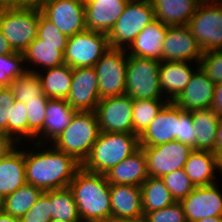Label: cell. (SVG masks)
<instances>
[{
    "label": "cell",
    "mask_w": 222,
    "mask_h": 222,
    "mask_svg": "<svg viewBox=\"0 0 222 222\" xmlns=\"http://www.w3.org/2000/svg\"><path fill=\"white\" fill-rule=\"evenodd\" d=\"M32 144L33 150L25 149L26 182L43 192L67 188L81 168V163L52 145L44 149L42 147L46 144Z\"/></svg>",
    "instance_id": "6da1fadb"
},
{
    "label": "cell",
    "mask_w": 222,
    "mask_h": 222,
    "mask_svg": "<svg viewBox=\"0 0 222 222\" xmlns=\"http://www.w3.org/2000/svg\"><path fill=\"white\" fill-rule=\"evenodd\" d=\"M82 222H107L111 218V184L103 174L82 167L69 183Z\"/></svg>",
    "instance_id": "7a4b0ae2"
},
{
    "label": "cell",
    "mask_w": 222,
    "mask_h": 222,
    "mask_svg": "<svg viewBox=\"0 0 222 222\" xmlns=\"http://www.w3.org/2000/svg\"><path fill=\"white\" fill-rule=\"evenodd\" d=\"M139 148V136L134 133L100 131L97 141L81 167L88 172L105 175Z\"/></svg>",
    "instance_id": "3957f363"
},
{
    "label": "cell",
    "mask_w": 222,
    "mask_h": 222,
    "mask_svg": "<svg viewBox=\"0 0 222 222\" xmlns=\"http://www.w3.org/2000/svg\"><path fill=\"white\" fill-rule=\"evenodd\" d=\"M99 133L95 111H76L71 123L49 146L52 144L82 164L90 154Z\"/></svg>",
    "instance_id": "277c9868"
},
{
    "label": "cell",
    "mask_w": 222,
    "mask_h": 222,
    "mask_svg": "<svg viewBox=\"0 0 222 222\" xmlns=\"http://www.w3.org/2000/svg\"><path fill=\"white\" fill-rule=\"evenodd\" d=\"M40 7H0V30L15 52H22L37 37Z\"/></svg>",
    "instance_id": "5b68a950"
},
{
    "label": "cell",
    "mask_w": 222,
    "mask_h": 222,
    "mask_svg": "<svg viewBox=\"0 0 222 222\" xmlns=\"http://www.w3.org/2000/svg\"><path fill=\"white\" fill-rule=\"evenodd\" d=\"M155 19L150 0H129L108 34L109 47L127 49L136 36Z\"/></svg>",
    "instance_id": "8992f818"
},
{
    "label": "cell",
    "mask_w": 222,
    "mask_h": 222,
    "mask_svg": "<svg viewBox=\"0 0 222 222\" xmlns=\"http://www.w3.org/2000/svg\"><path fill=\"white\" fill-rule=\"evenodd\" d=\"M161 62L128 55L125 94L133 99H163L160 87L159 67Z\"/></svg>",
    "instance_id": "52a82bcc"
},
{
    "label": "cell",
    "mask_w": 222,
    "mask_h": 222,
    "mask_svg": "<svg viewBox=\"0 0 222 222\" xmlns=\"http://www.w3.org/2000/svg\"><path fill=\"white\" fill-rule=\"evenodd\" d=\"M187 26L203 52L222 50V1L202 0Z\"/></svg>",
    "instance_id": "ba28073f"
},
{
    "label": "cell",
    "mask_w": 222,
    "mask_h": 222,
    "mask_svg": "<svg viewBox=\"0 0 222 222\" xmlns=\"http://www.w3.org/2000/svg\"><path fill=\"white\" fill-rule=\"evenodd\" d=\"M109 49L108 35L86 30L68 38L64 62L71 68L94 67Z\"/></svg>",
    "instance_id": "9c48e42d"
},
{
    "label": "cell",
    "mask_w": 222,
    "mask_h": 222,
    "mask_svg": "<svg viewBox=\"0 0 222 222\" xmlns=\"http://www.w3.org/2000/svg\"><path fill=\"white\" fill-rule=\"evenodd\" d=\"M128 54L110 48L94 65L101 99L125 94Z\"/></svg>",
    "instance_id": "30bf717a"
},
{
    "label": "cell",
    "mask_w": 222,
    "mask_h": 222,
    "mask_svg": "<svg viewBox=\"0 0 222 222\" xmlns=\"http://www.w3.org/2000/svg\"><path fill=\"white\" fill-rule=\"evenodd\" d=\"M140 147L146 156L149 176L159 178L184 168L194 150L191 146L176 140L156 146Z\"/></svg>",
    "instance_id": "8fae6325"
},
{
    "label": "cell",
    "mask_w": 222,
    "mask_h": 222,
    "mask_svg": "<svg viewBox=\"0 0 222 222\" xmlns=\"http://www.w3.org/2000/svg\"><path fill=\"white\" fill-rule=\"evenodd\" d=\"M42 14L67 37L86 31L83 0H44Z\"/></svg>",
    "instance_id": "7c38bea8"
},
{
    "label": "cell",
    "mask_w": 222,
    "mask_h": 222,
    "mask_svg": "<svg viewBox=\"0 0 222 222\" xmlns=\"http://www.w3.org/2000/svg\"><path fill=\"white\" fill-rule=\"evenodd\" d=\"M133 101L127 94L101 99L95 110L100 131L133 133Z\"/></svg>",
    "instance_id": "4fadbf2b"
},
{
    "label": "cell",
    "mask_w": 222,
    "mask_h": 222,
    "mask_svg": "<svg viewBox=\"0 0 222 222\" xmlns=\"http://www.w3.org/2000/svg\"><path fill=\"white\" fill-rule=\"evenodd\" d=\"M202 55L203 51L187 25L168 26L162 45V61L197 64Z\"/></svg>",
    "instance_id": "5bb4252c"
},
{
    "label": "cell",
    "mask_w": 222,
    "mask_h": 222,
    "mask_svg": "<svg viewBox=\"0 0 222 222\" xmlns=\"http://www.w3.org/2000/svg\"><path fill=\"white\" fill-rule=\"evenodd\" d=\"M66 100L76 111L96 110L101 98L94 67L73 68L72 83Z\"/></svg>",
    "instance_id": "9a60e30c"
},
{
    "label": "cell",
    "mask_w": 222,
    "mask_h": 222,
    "mask_svg": "<svg viewBox=\"0 0 222 222\" xmlns=\"http://www.w3.org/2000/svg\"><path fill=\"white\" fill-rule=\"evenodd\" d=\"M180 203L187 222H195L205 217L222 216V193L217 183L195 187Z\"/></svg>",
    "instance_id": "2e32d148"
},
{
    "label": "cell",
    "mask_w": 222,
    "mask_h": 222,
    "mask_svg": "<svg viewBox=\"0 0 222 222\" xmlns=\"http://www.w3.org/2000/svg\"><path fill=\"white\" fill-rule=\"evenodd\" d=\"M179 106L168 101L139 136L140 146H156L178 141Z\"/></svg>",
    "instance_id": "e0dca14e"
},
{
    "label": "cell",
    "mask_w": 222,
    "mask_h": 222,
    "mask_svg": "<svg viewBox=\"0 0 222 222\" xmlns=\"http://www.w3.org/2000/svg\"><path fill=\"white\" fill-rule=\"evenodd\" d=\"M215 83L199 67L189 84L173 101L184 111L210 109L213 103Z\"/></svg>",
    "instance_id": "ac0fdd59"
},
{
    "label": "cell",
    "mask_w": 222,
    "mask_h": 222,
    "mask_svg": "<svg viewBox=\"0 0 222 222\" xmlns=\"http://www.w3.org/2000/svg\"><path fill=\"white\" fill-rule=\"evenodd\" d=\"M129 0H90L85 4L87 30L108 35Z\"/></svg>",
    "instance_id": "d6986e66"
},
{
    "label": "cell",
    "mask_w": 222,
    "mask_h": 222,
    "mask_svg": "<svg viewBox=\"0 0 222 222\" xmlns=\"http://www.w3.org/2000/svg\"><path fill=\"white\" fill-rule=\"evenodd\" d=\"M167 25L154 20L147 25L133 40L126 52L130 56L162 61V45L167 32Z\"/></svg>",
    "instance_id": "ffe728a7"
},
{
    "label": "cell",
    "mask_w": 222,
    "mask_h": 222,
    "mask_svg": "<svg viewBox=\"0 0 222 222\" xmlns=\"http://www.w3.org/2000/svg\"><path fill=\"white\" fill-rule=\"evenodd\" d=\"M191 62L161 61L159 67L160 87L167 101H174L189 84L191 76L199 68H192ZM191 67V68H190Z\"/></svg>",
    "instance_id": "44dd1931"
},
{
    "label": "cell",
    "mask_w": 222,
    "mask_h": 222,
    "mask_svg": "<svg viewBox=\"0 0 222 222\" xmlns=\"http://www.w3.org/2000/svg\"><path fill=\"white\" fill-rule=\"evenodd\" d=\"M75 112L76 110L68 104L66 99H49L46 107L43 131L35 139L34 143H52L71 123Z\"/></svg>",
    "instance_id": "7402d4cb"
},
{
    "label": "cell",
    "mask_w": 222,
    "mask_h": 222,
    "mask_svg": "<svg viewBox=\"0 0 222 222\" xmlns=\"http://www.w3.org/2000/svg\"><path fill=\"white\" fill-rule=\"evenodd\" d=\"M110 184L141 186L149 177L147 160L140 147L105 174Z\"/></svg>",
    "instance_id": "603a6c76"
},
{
    "label": "cell",
    "mask_w": 222,
    "mask_h": 222,
    "mask_svg": "<svg viewBox=\"0 0 222 222\" xmlns=\"http://www.w3.org/2000/svg\"><path fill=\"white\" fill-rule=\"evenodd\" d=\"M111 217L142 218L141 187L135 185L111 184Z\"/></svg>",
    "instance_id": "cb8c5ba5"
},
{
    "label": "cell",
    "mask_w": 222,
    "mask_h": 222,
    "mask_svg": "<svg viewBox=\"0 0 222 222\" xmlns=\"http://www.w3.org/2000/svg\"><path fill=\"white\" fill-rule=\"evenodd\" d=\"M66 46L67 44L43 43V40L37 36L23 51L25 64L27 63L28 65H31H25L27 70L37 73V71L42 72L40 68H54L65 64L64 52ZM32 66H38L39 68L36 70L34 69L35 67L28 69V67Z\"/></svg>",
    "instance_id": "d4e9b609"
},
{
    "label": "cell",
    "mask_w": 222,
    "mask_h": 222,
    "mask_svg": "<svg viewBox=\"0 0 222 222\" xmlns=\"http://www.w3.org/2000/svg\"><path fill=\"white\" fill-rule=\"evenodd\" d=\"M18 146L6 157L0 159V198L4 199L25 185V149Z\"/></svg>",
    "instance_id": "484cf974"
},
{
    "label": "cell",
    "mask_w": 222,
    "mask_h": 222,
    "mask_svg": "<svg viewBox=\"0 0 222 222\" xmlns=\"http://www.w3.org/2000/svg\"><path fill=\"white\" fill-rule=\"evenodd\" d=\"M202 0H150L155 19L167 26H186Z\"/></svg>",
    "instance_id": "4316f807"
},
{
    "label": "cell",
    "mask_w": 222,
    "mask_h": 222,
    "mask_svg": "<svg viewBox=\"0 0 222 222\" xmlns=\"http://www.w3.org/2000/svg\"><path fill=\"white\" fill-rule=\"evenodd\" d=\"M184 170L195 187L216 183L215 154L212 151L193 150L187 159Z\"/></svg>",
    "instance_id": "83f0119b"
},
{
    "label": "cell",
    "mask_w": 222,
    "mask_h": 222,
    "mask_svg": "<svg viewBox=\"0 0 222 222\" xmlns=\"http://www.w3.org/2000/svg\"><path fill=\"white\" fill-rule=\"evenodd\" d=\"M220 117L210 109L192 111V123L196 135V150H216L217 128Z\"/></svg>",
    "instance_id": "f1b7e54d"
},
{
    "label": "cell",
    "mask_w": 222,
    "mask_h": 222,
    "mask_svg": "<svg viewBox=\"0 0 222 222\" xmlns=\"http://www.w3.org/2000/svg\"><path fill=\"white\" fill-rule=\"evenodd\" d=\"M42 70L43 73L39 71L37 74L45 96L50 99H67L72 83L73 68L63 64Z\"/></svg>",
    "instance_id": "f546056e"
},
{
    "label": "cell",
    "mask_w": 222,
    "mask_h": 222,
    "mask_svg": "<svg viewBox=\"0 0 222 222\" xmlns=\"http://www.w3.org/2000/svg\"><path fill=\"white\" fill-rule=\"evenodd\" d=\"M140 187L144 213L165 208L175 202L169 189L159 177L149 176Z\"/></svg>",
    "instance_id": "4dcf8cb0"
},
{
    "label": "cell",
    "mask_w": 222,
    "mask_h": 222,
    "mask_svg": "<svg viewBox=\"0 0 222 222\" xmlns=\"http://www.w3.org/2000/svg\"><path fill=\"white\" fill-rule=\"evenodd\" d=\"M42 193L41 189L26 183L2 199L1 210L13 217L21 218L31 209Z\"/></svg>",
    "instance_id": "1f68e13d"
},
{
    "label": "cell",
    "mask_w": 222,
    "mask_h": 222,
    "mask_svg": "<svg viewBox=\"0 0 222 222\" xmlns=\"http://www.w3.org/2000/svg\"><path fill=\"white\" fill-rule=\"evenodd\" d=\"M50 209L52 219L67 222H82L72 191L67 188L50 190Z\"/></svg>",
    "instance_id": "d6a6232c"
},
{
    "label": "cell",
    "mask_w": 222,
    "mask_h": 222,
    "mask_svg": "<svg viewBox=\"0 0 222 222\" xmlns=\"http://www.w3.org/2000/svg\"><path fill=\"white\" fill-rule=\"evenodd\" d=\"M15 100L25 105L32 100H49L43 93L40 77L35 72L27 71L24 75L17 77L9 85Z\"/></svg>",
    "instance_id": "836d02e7"
},
{
    "label": "cell",
    "mask_w": 222,
    "mask_h": 222,
    "mask_svg": "<svg viewBox=\"0 0 222 222\" xmlns=\"http://www.w3.org/2000/svg\"><path fill=\"white\" fill-rule=\"evenodd\" d=\"M167 102L166 99H134L132 113L133 133L140 136Z\"/></svg>",
    "instance_id": "e575fe53"
},
{
    "label": "cell",
    "mask_w": 222,
    "mask_h": 222,
    "mask_svg": "<svg viewBox=\"0 0 222 222\" xmlns=\"http://www.w3.org/2000/svg\"><path fill=\"white\" fill-rule=\"evenodd\" d=\"M24 64L25 60L22 52L0 55V83L9 87L12 81L28 71Z\"/></svg>",
    "instance_id": "d590c367"
},
{
    "label": "cell",
    "mask_w": 222,
    "mask_h": 222,
    "mask_svg": "<svg viewBox=\"0 0 222 222\" xmlns=\"http://www.w3.org/2000/svg\"><path fill=\"white\" fill-rule=\"evenodd\" d=\"M8 135L18 144L24 139L28 140L27 107L23 102L15 101L11 105V113L8 121Z\"/></svg>",
    "instance_id": "8d00e7d4"
},
{
    "label": "cell",
    "mask_w": 222,
    "mask_h": 222,
    "mask_svg": "<svg viewBox=\"0 0 222 222\" xmlns=\"http://www.w3.org/2000/svg\"><path fill=\"white\" fill-rule=\"evenodd\" d=\"M161 179L176 202H180L187 197L195 188L194 184L185 173L184 168L170 172L161 177Z\"/></svg>",
    "instance_id": "74e56055"
},
{
    "label": "cell",
    "mask_w": 222,
    "mask_h": 222,
    "mask_svg": "<svg viewBox=\"0 0 222 222\" xmlns=\"http://www.w3.org/2000/svg\"><path fill=\"white\" fill-rule=\"evenodd\" d=\"M48 100H32L26 104L28 121V140L37 138L43 131Z\"/></svg>",
    "instance_id": "f35d334b"
},
{
    "label": "cell",
    "mask_w": 222,
    "mask_h": 222,
    "mask_svg": "<svg viewBox=\"0 0 222 222\" xmlns=\"http://www.w3.org/2000/svg\"><path fill=\"white\" fill-rule=\"evenodd\" d=\"M145 222H187L180 202H174L165 208L144 213Z\"/></svg>",
    "instance_id": "ab89813d"
},
{
    "label": "cell",
    "mask_w": 222,
    "mask_h": 222,
    "mask_svg": "<svg viewBox=\"0 0 222 222\" xmlns=\"http://www.w3.org/2000/svg\"><path fill=\"white\" fill-rule=\"evenodd\" d=\"M199 67L215 84L222 82V50L203 52Z\"/></svg>",
    "instance_id": "60d3db41"
},
{
    "label": "cell",
    "mask_w": 222,
    "mask_h": 222,
    "mask_svg": "<svg viewBox=\"0 0 222 222\" xmlns=\"http://www.w3.org/2000/svg\"><path fill=\"white\" fill-rule=\"evenodd\" d=\"M50 209V190L44 191L31 209L20 219V222H49L52 219Z\"/></svg>",
    "instance_id": "b9f144b4"
},
{
    "label": "cell",
    "mask_w": 222,
    "mask_h": 222,
    "mask_svg": "<svg viewBox=\"0 0 222 222\" xmlns=\"http://www.w3.org/2000/svg\"><path fill=\"white\" fill-rule=\"evenodd\" d=\"M37 36L43 40V43L50 44H67L69 38L60 32L43 14L39 17Z\"/></svg>",
    "instance_id": "7bdbcfd3"
},
{
    "label": "cell",
    "mask_w": 222,
    "mask_h": 222,
    "mask_svg": "<svg viewBox=\"0 0 222 222\" xmlns=\"http://www.w3.org/2000/svg\"><path fill=\"white\" fill-rule=\"evenodd\" d=\"M179 121L178 141L196 150V135L192 123V112L184 111L179 107Z\"/></svg>",
    "instance_id": "ee69618b"
},
{
    "label": "cell",
    "mask_w": 222,
    "mask_h": 222,
    "mask_svg": "<svg viewBox=\"0 0 222 222\" xmlns=\"http://www.w3.org/2000/svg\"><path fill=\"white\" fill-rule=\"evenodd\" d=\"M15 97L9 87H5L0 92V132L8 135V121L11 113V105L15 102Z\"/></svg>",
    "instance_id": "f6af8a7d"
},
{
    "label": "cell",
    "mask_w": 222,
    "mask_h": 222,
    "mask_svg": "<svg viewBox=\"0 0 222 222\" xmlns=\"http://www.w3.org/2000/svg\"><path fill=\"white\" fill-rule=\"evenodd\" d=\"M19 145L12 137L0 132V159L6 157Z\"/></svg>",
    "instance_id": "bcb514c9"
},
{
    "label": "cell",
    "mask_w": 222,
    "mask_h": 222,
    "mask_svg": "<svg viewBox=\"0 0 222 222\" xmlns=\"http://www.w3.org/2000/svg\"><path fill=\"white\" fill-rule=\"evenodd\" d=\"M211 109L219 117H222V82L216 83Z\"/></svg>",
    "instance_id": "7dc6e473"
},
{
    "label": "cell",
    "mask_w": 222,
    "mask_h": 222,
    "mask_svg": "<svg viewBox=\"0 0 222 222\" xmlns=\"http://www.w3.org/2000/svg\"><path fill=\"white\" fill-rule=\"evenodd\" d=\"M15 51L0 30V55L12 54Z\"/></svg>",
    "instance_id": "c3c4849f"
},
{
    "label": "cell",
    "mask_w": 222,
    "mask_h": 222,
    "mask_svg": "<svg viewBox=\"0 0 222 222\" xmlns=\"http://www.w3.org/2000/svg\"><path fill=\"white\" fill-rule=\"evenodd\" d=\"M44 0H11V6L40 7Z\"/></svg>",
    "instance_id": "681fc988"
},
{
    "label": "cell",
    "mask_w": 222,
    "mask_h": 222,
    "mask_svg": "<svg viewBox=\"0 0 222 222\" xmlns=\"http://www.w3.org/2000/svg\"><path fill=\"white\" fill-rule=\"evenodd\" d=\"M220 150H222V117H220V120L218 122L217 137H216V150L214 152H218Z\"/></svg>",
    "instance_id": "f907efd6"
},
{
    "label": "cell",
    "mask_w": 222,
    "mask_h": 222,
    "mask_svg": "<svg viewBox=\"0 0 222 222\" xmlns=\"http://www.w3.org/2000/svg\"><path fill=\"white\" fill-rule=\"evenodd\" d=\"M107 222H145L142 218H117L111 217Z\"/></svg>",
    "instance_id": "816d5d0a"
},
{
    "label": "cell",
    "mask_w": 222,
    "mask_h": 222,
    "mask_svg": "<svg viewBox=\"0 0 222 222\" xmlns=\"http://www.w3.org/2000/svg\"><path fill=\"white\" fill-rule=\"evenodd\" d=\"M0 222H20V219L0 210Z\"/></svg>",
    "instance_id": "f5cc1de1"
},
{
    "label": "cell",
    "mask_w": 222,
    "mask_h": 222,
    "mask_svg": "<svg viewBox=\"0 0 222 222\" xmlns=\"http://www.w3.org/2000/svg\"><path fill=\"white\" fill-rule=\"evenodd\" d=\"M215 154V163H216V171L222 174V150L218 152H214Z\"/></svg>",
    "instance_id": "db71d44e"
},
{
    "label": "cell",
    "mask_w": 222,
    "mask_h": 222,
    "mask_svg": "<svg viewBox=\"0 0 222 222\" xmlns=\"http://www.w3.org/2000/svg\"><path fill=\"white\" fill-rule=\"evenodd\" d=\"M195 222H222V216L205 217Z\"/></svg>",
    "instance_id": "11a10c76"
},
{
    "label": "cell",
    "mask_w": 222,
    "mask_h": 222,
    "mask_svg": "<svg viewBox=\"0 0 222 222\" xmlns=\"http://www.w3.org/2000/svg\"><path fill=\"white\" fill-rule=\"evenodd\" d=\"M11 6V0H0V7Z\"/></svg>",
    "instance_id": "9f6ffc18"
},
{
    "label": "cell",
    "mask_w": 222,
    "mask_h": 222,
    "mask_svg": "<svg viewBox=\"0 0 222 222\" xmlns=\"http://www.w3.org/2000/svg\"><path fill=\"white\" fill-rule=\"evenodd\" d=\"M49 222H67V221H62L60 219H57V220L51 219V220H49Z\"/></svg>",
    "instance_id": "6f0895ef"
},
{
    "label": "cell",
    "mask_w": 222,
    "mask_h": 222,
    "mask_svg": "<svg viewBox=\"0 0 222 222\" xmlns=\"http://www.w3.org/2000/svg\"><path fill=\"white\" fill-rule=\"evenodd\" d=\"M5 88V86H3L1 83H0V92Z\"/></svg>",
    "instance_id": "680465c9"
}]
</instances>
